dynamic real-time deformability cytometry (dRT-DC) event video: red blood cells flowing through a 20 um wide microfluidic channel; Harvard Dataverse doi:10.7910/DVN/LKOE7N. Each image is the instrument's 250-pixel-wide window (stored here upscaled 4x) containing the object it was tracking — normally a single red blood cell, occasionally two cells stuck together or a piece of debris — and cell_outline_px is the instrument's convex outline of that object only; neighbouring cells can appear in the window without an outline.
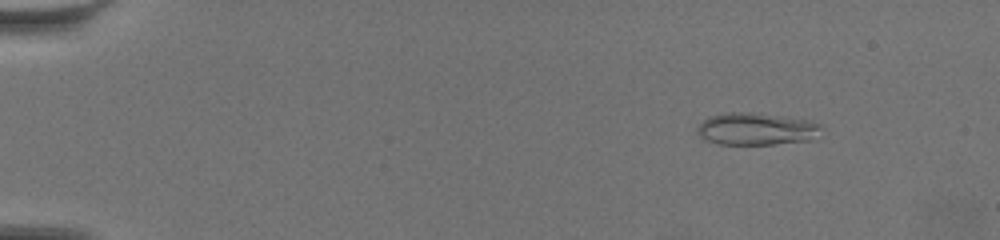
{"species": "common noctule bat (a hibernating species)", "species_latin": "Nyctalus noctula", "temperature_condition": "warm", "stored_images_in_passage": 61, "camera_frame_rate_fps": 3000, "um_per_image_px": 0.085, "animal": {"sex": "female", "body_mass_g": 19.5, "forearm_length_mm": 54.1}, "frame": {"image": 1, "passage_image": 7, "time_ms": 2.0, "image_size_px": [1000, 240], "cell_outline_px": [[820, 136], [812, 140], [772, 144], [720, 144], [704, 140], [700, 136], [696, 128], [704, 120], [712, 116], [724, 112], [748, 112], [812, 120], [820, 124]], "centroid_in_image_um": [64.32, 10.96], "position_along_channel_um": 20.7, "area_um2": 23.35}}
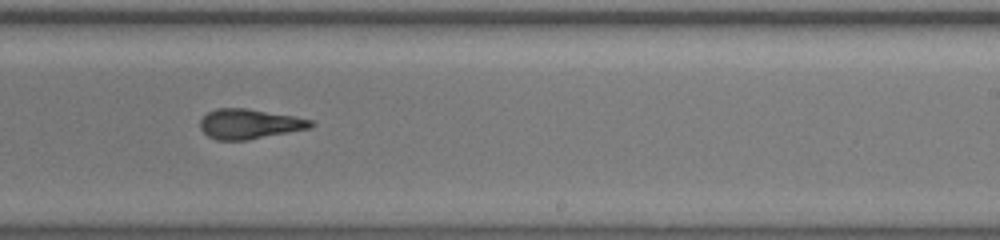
{"frame": {"image": 2, "passage_image": 39, "time_ms": 12.667, "image_size_px": [1000, 240], "cell_outline_px": [[316, 124], [312, 128], [248, 140], [216, 140], [208, 136], [200, 128], [200, 120], [208, 112], [216, 108], [244, 108], [292, 116], [312, 120]], "centroid_in_image_um": [21.21, 10.54], "position_along_channel_um": 267.8, "area_um2": 19.25}}
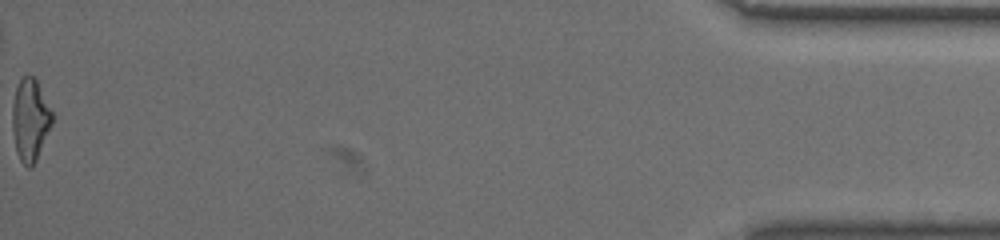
{"frame": {"image": 3, "passage_image": 61, "time_ms": 20.0, "image_size_px": [1000, 240], "cell_outline_px": [[52, 124], [36, 160], [28, 168], [20, 160], [16, 152], [12, 132], [12, 104], [16, 88], [20, 80], [24, 76], [32, 76], [36, 80], [52, 112]], "centroid_in_image_um": [2.54, 10.2], "position_along_channel_um": 432.7, "area_um2": 18.79}, "authors_computed_cell_mechanics": {"area_um2": 19.5942, "velocity_mm_per_s": 3.4754, "shape_relaxation_time_tau1_ms": 10.2724, "shape_relaxation_time_tau2_ms": 2.3097, "deformation_change_tau1": 0.3077, "deformation_change_tau2": 0.1215}}